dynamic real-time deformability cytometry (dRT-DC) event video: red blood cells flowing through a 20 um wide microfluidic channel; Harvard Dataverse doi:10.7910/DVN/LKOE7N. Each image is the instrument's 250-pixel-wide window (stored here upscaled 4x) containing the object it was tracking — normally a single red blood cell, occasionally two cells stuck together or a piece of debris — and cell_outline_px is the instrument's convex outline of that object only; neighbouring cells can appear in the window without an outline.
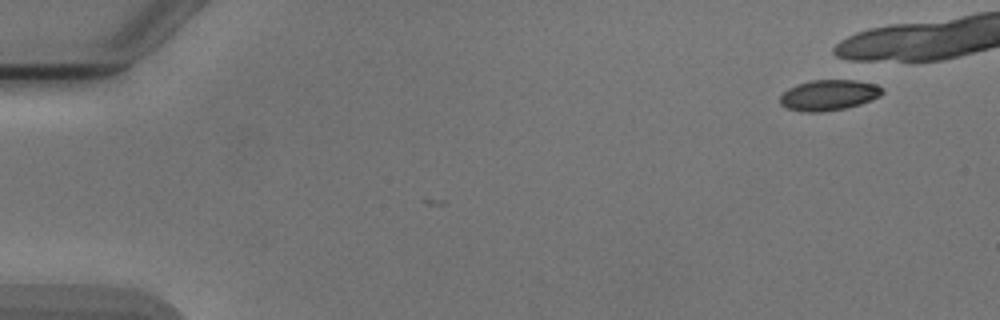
{"species": "Egyptian fruit bat (a non-hibernating species)", "species_latin": "Rousettus aegyptiacus", "temperature_condition": "cold", "stored_images_in_passage": 2, "camera_frame_rate_fps": 3000, "um_per_image_px": 0.085, "animal": {"sex": "male"}, "frame": {"image": 1, "passage_image": 1, "time_ms": 0.0, "image_size_px": [1000, 320], "cell_outline_px": [[884, 92], [880, 96], [860, 104], [844, 108], [820, 112], [808, 112], [788, 108], [780, 104], [780, 96], [788, 88], [796, 84], [812, 80], [856, 80], [876, 84], [884, 88]], "centroid_in_image_um": [70.46, 8.07], "position_along_channel_um": 14.5, "area_um2": 18.21}}